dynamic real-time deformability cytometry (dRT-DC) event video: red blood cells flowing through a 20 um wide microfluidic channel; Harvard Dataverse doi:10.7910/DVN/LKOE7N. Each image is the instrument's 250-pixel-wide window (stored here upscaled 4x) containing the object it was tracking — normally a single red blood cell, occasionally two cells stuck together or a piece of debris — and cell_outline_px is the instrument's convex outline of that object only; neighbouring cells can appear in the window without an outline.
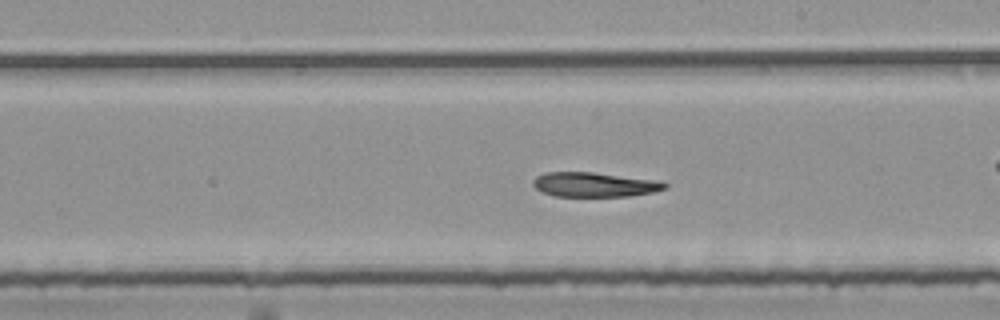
{"species": "common noctule bat (a hibernating species)", "species_latin": "Nyctalus noctula", "temperature_condition": "room temperature", "stored_images_in_passage": 54, "camera_frame_rate_fps": 3000, "um_per_image_px": 0.085, "animal": {"sex": "female", "body_mass_g": 25.1}, "frame": {"image": 1, "passage_image": 31, "time_ms": 10.0, "image_size_px": [1000, 320], "cell_outline_px": [[668, 188], [652, 192], [628, 196], [556, 196], [544, 192], [536, 188], [532, 184], [532, 180], [536, 176], [548, 172], [592, 172], [664, 180], [668, 184]], "centroid_in_image_um": [50.6, 15.68], "position_along_channel_um": 238.4, "area_um2": 19.02}}